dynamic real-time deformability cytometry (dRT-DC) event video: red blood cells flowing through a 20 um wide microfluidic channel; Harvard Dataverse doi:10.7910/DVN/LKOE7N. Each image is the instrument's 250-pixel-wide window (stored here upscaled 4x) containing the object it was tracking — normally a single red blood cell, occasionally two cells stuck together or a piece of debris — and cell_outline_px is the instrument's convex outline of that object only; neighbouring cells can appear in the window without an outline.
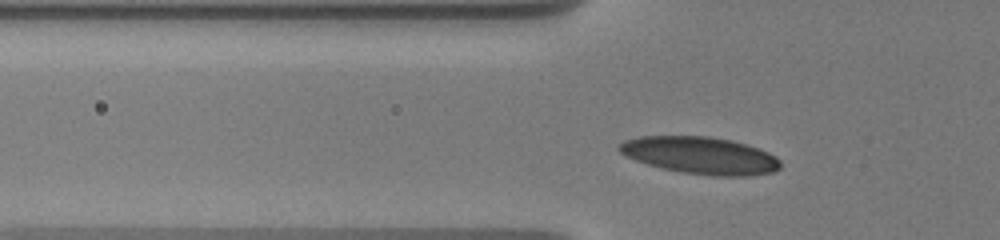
{"species": "human", "species_latin": "Homo sapiens", "temperature_condition": "warm", "stored_images_in_passage": 30, "camera_frame_rate_fps": 3000, "um_per_image_px": 0.085, "donor": {"sex": "male"}, "frame": {"image": 1, "passage_image": 6, "time_ms": 2.333, "image_size_px": [1000, 240], "cell_outline_px": [[780, 168], [772, 172], [744, 176], [712, 176], [684, 172], [664, 168], [648, 164], [636, 160], [620, 152], [616, 148], [624, 140], [640, 136], [708, 136], [732, 140], [748, 144], [760, 148], [776, 156], [780, 160]], "centroid_in_image_um": [59.56, 13.2], "position_along_channel_um": 66.2, "area_um2": 34.85}}
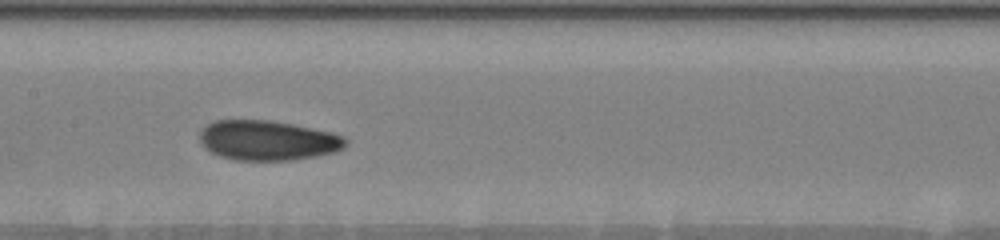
{"frame": {"image": 2, "passage_image": 12, "time_ms": 5.667, "image_size_px": [1000, 240], "cell_outline_px": [[348, 144], [344, 148], [336, 152], [316, 156], [288, 160], [236, 160], [220, 156], [212, 152], [200, 140], [200, 128], [212, 120], [268, 120], [292, 124], [332, 132], [344, 136], [348, 140]], "centroid_in_image_um": [22.79, 11.92], "position_along_channel_um": 184.6, "area_um2": 33.99}}
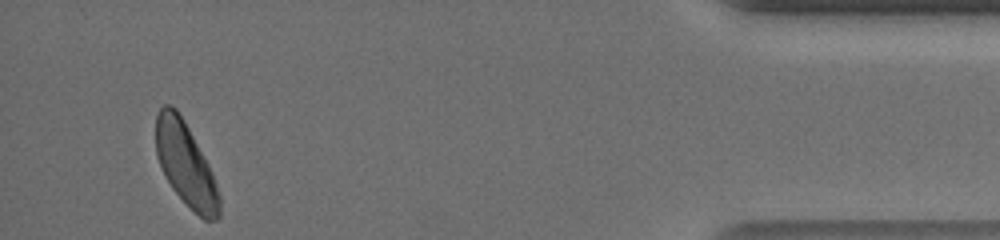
{"frame": {"image": 3, "passage_image": 28, "time_ms": 13.667, "image_size_px": [1000, 240], "cell_outline_px": [[220, 216], [216, 220], [204, 220], [172, 188], [156, 156], [156, 116], [160, 108], [164, 104], [168, 104], [176, 108], [184, 120], [208, 164], [212, 172], [220, 196]], "centroid_in_image_um": [15.79, 13.95], "position_along_channel_um": 419.4, "area_um2": 30.29}, "authors_computed_cell_mechanics": {"area_um2": 33.0905, "velocity_mm_per_s": 3.6456, "shape_relaxation_time_tau1_ms": 5.9787, "shape_relaxation_time_tau2_ms": 2.6968, "deformation_change_tau1": 0.1475, "deformation_change_tau2": 0.0769}}